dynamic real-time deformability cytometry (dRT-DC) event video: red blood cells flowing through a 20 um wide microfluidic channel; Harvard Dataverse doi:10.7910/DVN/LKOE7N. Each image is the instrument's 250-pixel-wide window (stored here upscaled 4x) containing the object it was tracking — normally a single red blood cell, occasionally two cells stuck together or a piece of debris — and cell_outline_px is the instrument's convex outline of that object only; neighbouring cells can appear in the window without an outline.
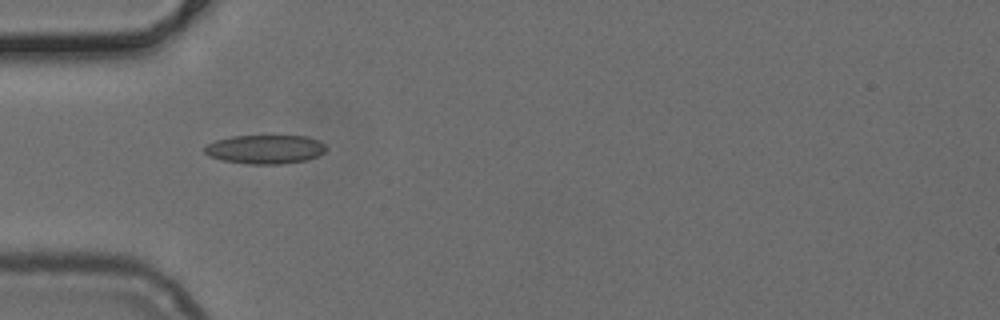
{"species": "common noctule bat (a hibernating species)", "species_latin": "Nyctalus noctula", "temperature_condition": "cold", "stored_images_in_passage": 16, "camera_frame_rate_fps": 3000, "um_per_image_px": 0.085, "animal": {"sex": "female", "body_mass_g": 24.6, "forearm_length_mm": 56.2}, "frame": {"image": 1, "passage_image": 1, "time_ms": 0.0, "image_size_px": [1000, 320], "cell_outline_px": [[328, 148], [324, 152], [308, 160], [280, 164], [248, 164], [220, 160], [208, 156], [204, 152], [204, 144], [216, 140], [232, 136], [308, 136], [320, 140]], "centroid_in_image_um": [22.52, 12.69], "position_along_channel_um": 62.5, "area_um2": 20.75}}
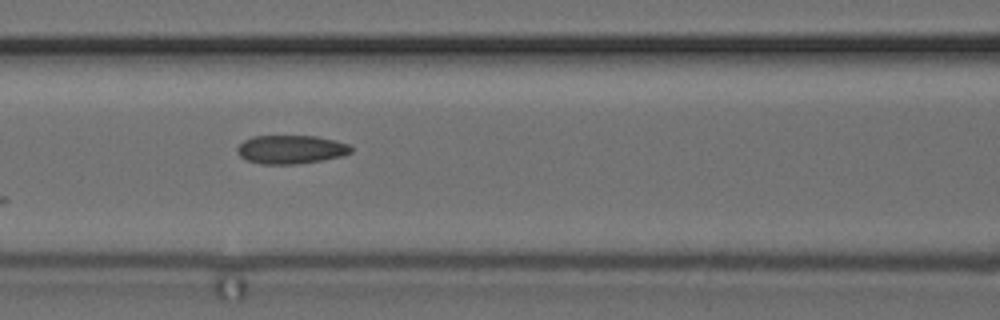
{"frame": {"image": 2, "passage_image": 7, "time_ms": 2.0, "image_size_px": [1000, 320], "cell_outline_px": [[352, 152], [344, 156], [296, 164], [260, 164], [248, 160], [240, 156], [236, 152], [236, 148], [244, 140], [252, 136], [316, 136], [336, 140], [348, 144], [352, 148]], "centroid_in_image_um": [24.73, 12.7], "position_along_channel_um": 141.9, "area_um2": 19.02}}
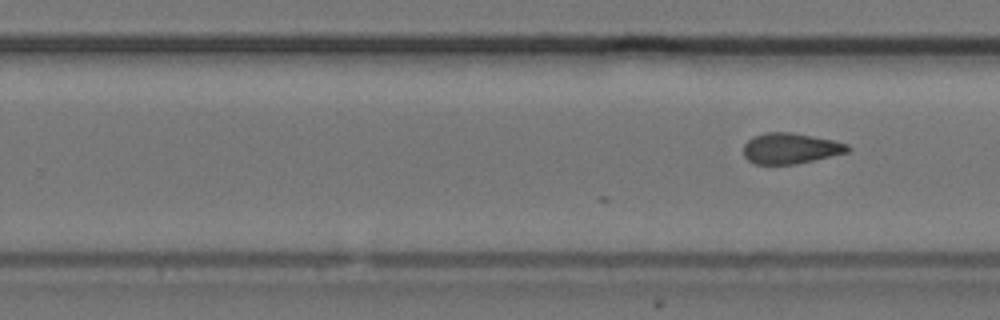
{"frame": {"image": 3, "passage_image": 16, "time_ms": 5.0, "image_size_px": [1000, 320], "cell_outline_px": [[852, 148], [848, 152], [796, 164], [756, 164], [748, 160], [744, 156], [744, 144], [748, 140], [756, 136], [768, 132], [792, 132], [832, 140], [848, 144]], "centroid_in_image_um": [67.2, 12.61], "position_along_channel_um": 262.6, "area_um2": 18.5}}